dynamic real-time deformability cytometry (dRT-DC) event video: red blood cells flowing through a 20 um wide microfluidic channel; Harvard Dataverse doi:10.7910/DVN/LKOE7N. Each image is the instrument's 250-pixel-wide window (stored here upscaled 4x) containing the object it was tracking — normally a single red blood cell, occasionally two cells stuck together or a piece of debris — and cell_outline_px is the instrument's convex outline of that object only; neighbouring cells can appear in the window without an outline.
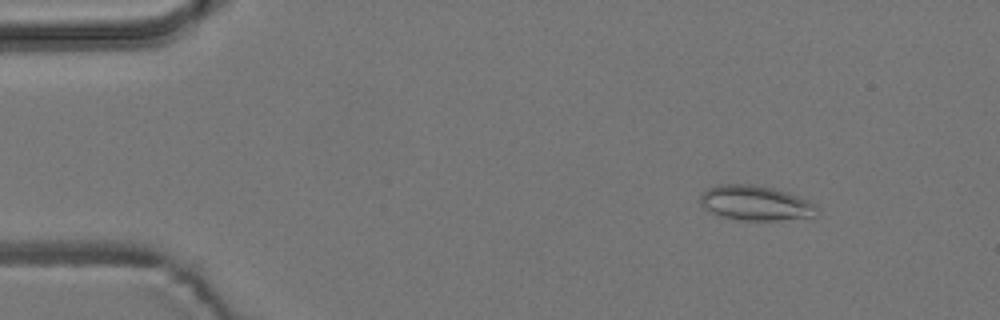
{"species": "common noctule bat (a hibernating species)", "species_latin": "Nyctalus noctula", "temperature_condition": "room temperature", "stored_images_in_passage": 6, "camera_frame_rate_fps": 3000, "um_per_image_px": 0.085, "animal": {"sex": "male", "body_mass_g": 19.2, "forearm_length_mm": 51.8}, "frame": {"image": 1, "passage_image": 2, "time_ms": 1.333, "image_size_px": [1000, 320], "cell_outline_px": [[820, 212], [812, 216], [776, 220], [744, 220], [720, 216], [704, 208], [700, 204], [700, 192], [708, 188], [720, 184], [752, 184], [772, 188], [788, 192], [808, 200], [816, 204]], "centroid_in_image_um": [64.2, 17.24], "position_along_channel_um": 20.8, "area_um2": 23.7}}
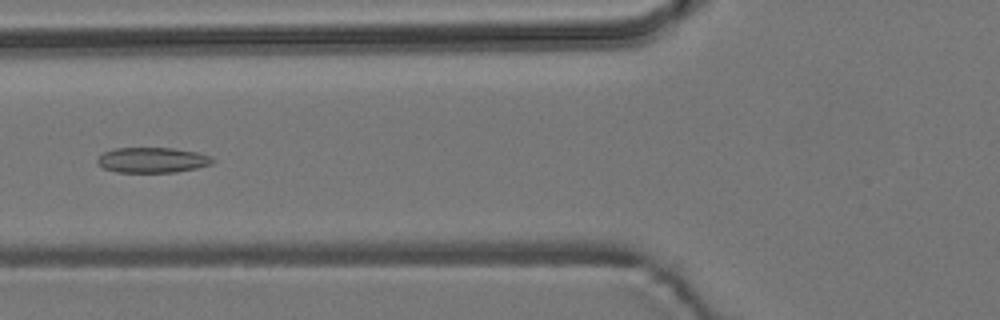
{"frame": {"image": 2, "passage_image": 6, "time_ms": 6.0, "image_size_px": [1000, 320], "cell_outline_px": [[216, 160], [212, 164], [196, 168], [176, 172], [116, 172], [104, 168], [96, 160], [104, 152], [116, 148], [172, 148], [196, 152], [212, 156]], "centroid_in_image_um": [12.99, 13.6], "position_along_channel_um": 112.8, "area_um2": 16.94}}